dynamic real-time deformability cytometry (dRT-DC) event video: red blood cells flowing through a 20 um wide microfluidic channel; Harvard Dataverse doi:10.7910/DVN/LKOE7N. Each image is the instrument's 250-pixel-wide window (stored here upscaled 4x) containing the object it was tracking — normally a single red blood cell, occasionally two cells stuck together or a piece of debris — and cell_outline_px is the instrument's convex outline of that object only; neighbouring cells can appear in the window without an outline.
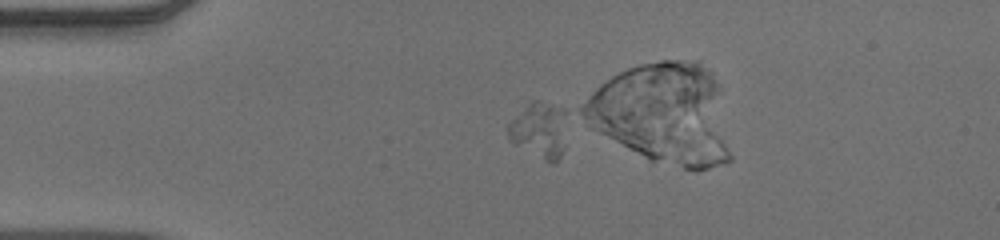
{"species": "human", "species_latin": "Homo sapiens", "temperature_condition": "warm", "stored_images_in_passage": 3, "camera_frame_rate_fps": 3000, "um_per_image_px": 0.085, "donor": {"sex": "male"}, "frame": {"image": 1, "passage_image": 1, "time_ms": 0.0, "image_size_px": [1000, 240], "cell_outline_px": [[564, 148], [560, 156], [552, 164], [544, 160], [508, 140], [508, 124], [532, 100], [536, 100], [552, 104], [564, 108]], "centroid_in_image_um": [45.85, 11.07], "position_along_channel_um": 39.1, "area_um2": 18.73}}